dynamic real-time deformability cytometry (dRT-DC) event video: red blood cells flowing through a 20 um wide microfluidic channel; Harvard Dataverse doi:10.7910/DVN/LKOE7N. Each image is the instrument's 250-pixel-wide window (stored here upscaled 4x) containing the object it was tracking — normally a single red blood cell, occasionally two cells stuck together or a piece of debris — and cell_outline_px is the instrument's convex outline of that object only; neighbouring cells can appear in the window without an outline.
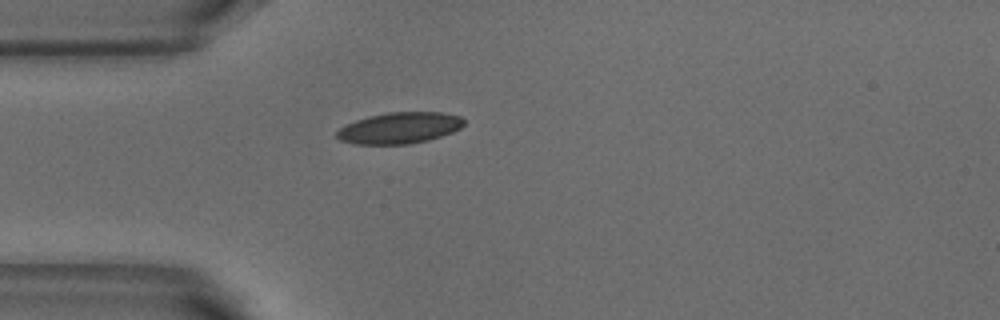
{"species": "common noctule bat (a hibernating species)", "species_latin": "Nyctalus noctula", "temperature_condition": "warm", "stored_images_in_passage": 1, "camera_frame_rate_fps": 3000, "um_per_image_px": 0.085, "animal": {"sex": "male", "body_mass_g": 18.8}, "frame": {"image": 1, "passage_image": 1, "time_ms": 0.0, "image_size_px": [1000, 320], "cell_outline_px": [[464, 124], [460, 128], [452, 132], [428, 140], [408, 144], [352, 144], [340, 140], [336, 136], [336, 132], [340, 128], [356, 120], [368, 116], [388, 112], [440, 112], [460, 116], [464, 120]], "centroid_in_image_um": [33.95, 10.87], "position_along_channel_um": 51.1, "area_um2": 23.06}}